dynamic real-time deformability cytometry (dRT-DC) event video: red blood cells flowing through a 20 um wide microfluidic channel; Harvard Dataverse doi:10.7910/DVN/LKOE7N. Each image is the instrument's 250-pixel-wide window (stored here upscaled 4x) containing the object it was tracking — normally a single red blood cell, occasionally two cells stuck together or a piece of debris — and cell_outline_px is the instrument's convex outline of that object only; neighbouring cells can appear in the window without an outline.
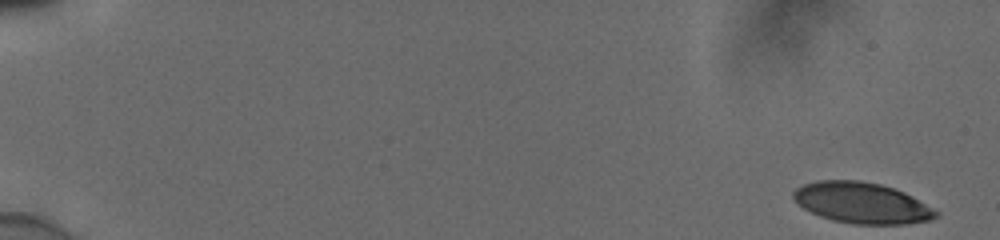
{"species": "human", "species_latin": "Homo sapiens", "temperature_condition": "cold", "stored_images_in_passage": 54, "camera_frame_rate_fps": 3000, "um_per_image_px": 0.085, "donor": {"sex": "male"}, "frame": {"image": 1, "passage_image": 1, "time_ms": 0.0, "image_size_px": [1000, 240], "cell_outline_px": [[940, 216], [928, 220], [904, 224], [852, 224], [832, 220], [820, 216], [804, 208], [792, 196], [792, 192], [796, 188], [804, 184], [820, 180], [860, 180], [880, 184], [904, 192], [940, 212]], "centroid_in_image_um": [73.26, 17.25], "position_along_channel_um": 11.7, "area_um2": 33.81}}
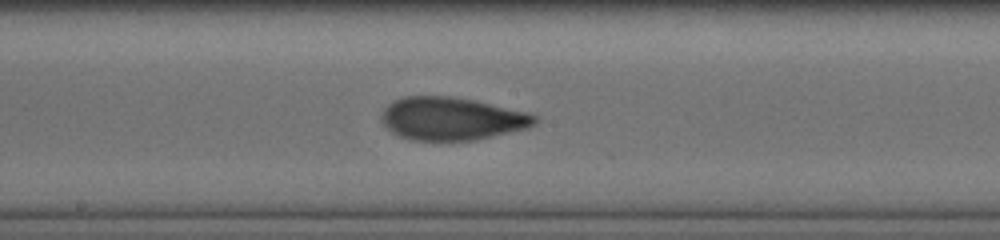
{"frame": {"image": 2, "passage_image": 31, "time_ms": 10.0, "image_size_px": [1000, 240], "cell_outline_px": [[536, 124], [528, 128], [476, 140], [412, 140], [400, 136], [392, 132], [384, 124], [380, 116], [384, 108], [392, 100], [404, 96], [448, 96], [472, 100], [524, 112], [536, 116]], "centroid_in_image_um": [38.35, 10.09], "position_along_channel_um": 209.9, "area_um2": 37.97}}
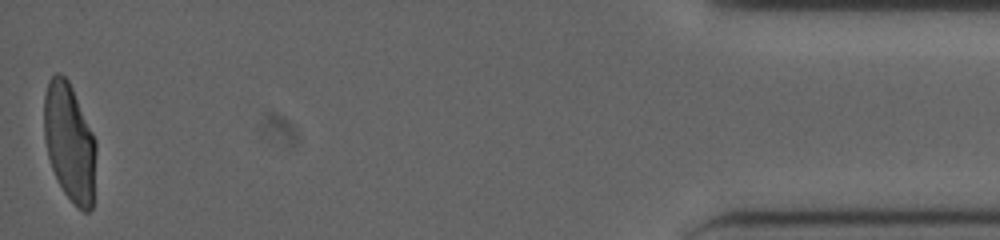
{"frame": {"image": 3, "passage_image": 54, "time_ms": 17.667, "image_size_px": [1000, 240], "cell_outline_px": [[96, 152], [92, 208], [88, 212], [84, 212], [76, 208], [64, 192], [52, 168], [48, 156], [44, 140], [44, 96], [48, 80], [56, 72], [60, 72], [68, 80], [72, 88], [96, 140]], "centroid_in_image_um": [5.91, 12.1], "position_along_channel_um": 429.3, "area_um2": 35.84}, "authors_computed_cell_mechanics": {"area_um2": 37.1943, "velocity_mm_per_s": 3.8704, "shape_relaxation_time_tau1_ms": 8.5377, "shape_relaxation_time_tau2_ms": 0.9436, "deformation_change_tau1": 0.239, "deformation_change_tau2": 0.0736}}